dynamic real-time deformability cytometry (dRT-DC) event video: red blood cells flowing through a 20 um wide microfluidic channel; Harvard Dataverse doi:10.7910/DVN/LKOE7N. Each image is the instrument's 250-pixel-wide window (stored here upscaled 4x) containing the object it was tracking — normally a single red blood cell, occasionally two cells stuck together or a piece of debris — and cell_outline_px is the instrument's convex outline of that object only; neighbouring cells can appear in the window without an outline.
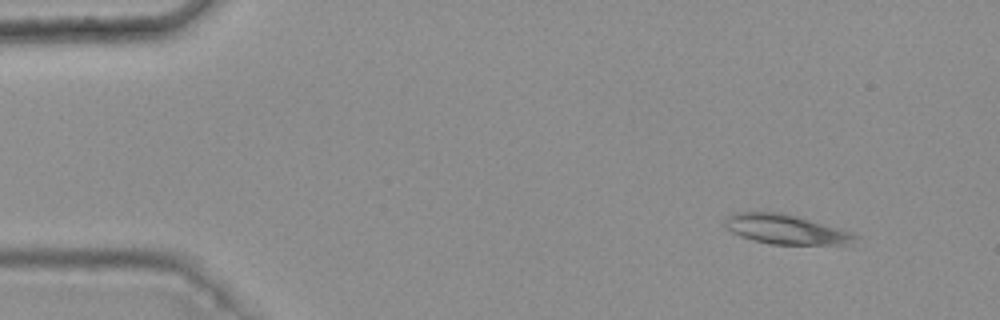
{"species": "common noctule bat (a hibernating species)", "species_latin": "Nyctalus noctula", "temperature_condition": "warm", "stored_images_in_passage": 5, "camera_frame_rate_fps": 3000, "um_per_image_px": 0.085, "animal": {"sex": "female", "body_mass_g": 25.1}, "frame": {"image": 1, "passage_image": 1, "time_ms": 0.0, "image_size_px": [1000, 320], "cell_outline_px": [[860, 236], [844, 244], [772, 244], [752, 240], [740, 236], [732, 232], [724, 224], [724, 220], [728, 216], [736, 212], [780, 212], [796, 216], [852, 232]], "centroid_in_image_um": [66.74, 19.49], "position_along_channel_um": 18.3, "area_um2": 22.02}}
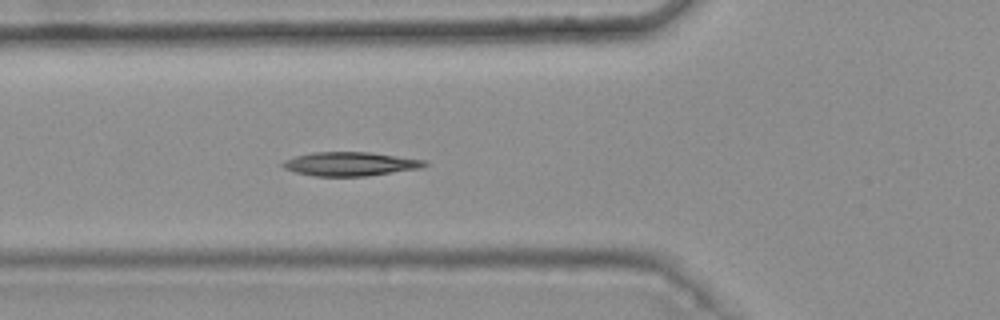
{"frame": {"image": 2, "passage_image": 5, "time_ms": 1.333, "image_size_px": [1000, 320], "cell_outline_px": [[428, 164], [424, 168], [368, 176], [312, 176], [296, 172], [284, 168], [280, 164], [284, 160], [296, 156], [312, 152], [372, 152], [428, 160]], "centroid_in_image_um": [29.84, 13.93], "position_along_channel_um": 96.0, "area_um2": 20.06}}